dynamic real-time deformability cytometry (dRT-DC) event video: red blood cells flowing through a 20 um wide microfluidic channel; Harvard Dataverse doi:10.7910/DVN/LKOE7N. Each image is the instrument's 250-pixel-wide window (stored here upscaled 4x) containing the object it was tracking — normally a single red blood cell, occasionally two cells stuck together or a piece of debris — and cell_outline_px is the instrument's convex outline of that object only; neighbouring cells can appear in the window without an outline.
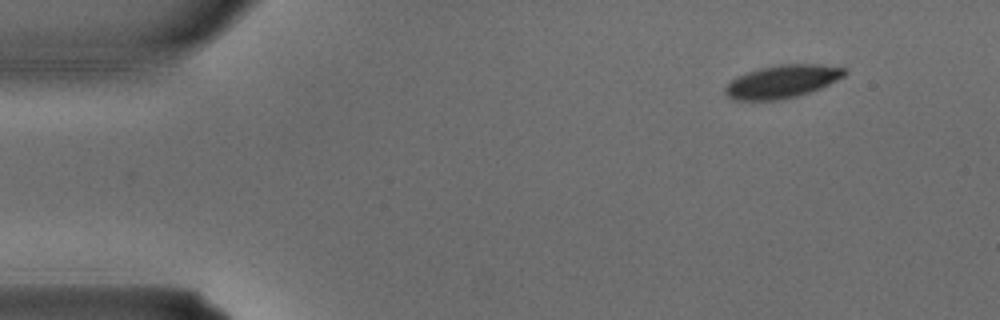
{"species": "common noctule bat (a hibernating species)", "species_latin": "Nyctalus noctula", "temperature_condition": "warm", "stored_images_in_passage": 4, "camera_frame_rate_fps": 3000, "um_per_image_px": 0.085, "animal": {"sex": "male", "body_mass_g": 15.6}, "frame": {"image": 1, "passage_image": 1, "time_ms": 0.0, "image_size_px": [1000, 320], "cell_outline_px": [[848, 72], [844, 76], [820, 88], [796, 96], [776, 100], [732, 100], [724, 92], [724, 88], [736, 76], [760, 68], [780, 64], [820, 64], [848, 68]], "centroid_in_image_um": [66.49, 6.92], "position_along_channel_um": 18.5, "area_um2": 22.83}}
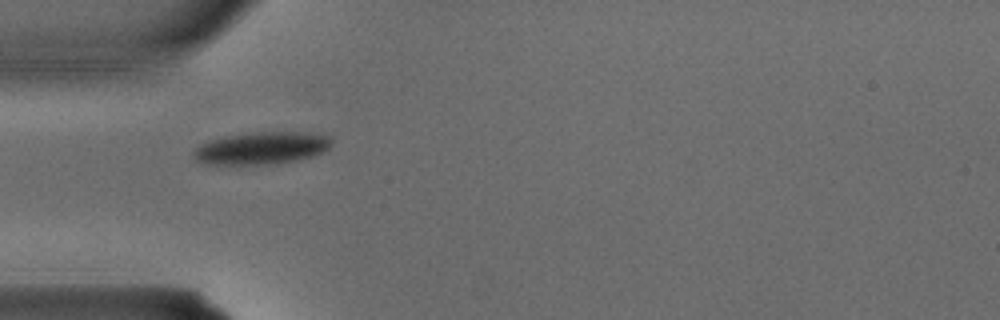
{"frame": {"image": 2, "passage_image": 3, "time_ms": 0.667, "image_size_px": [1000, 320], "cell_outline_px": [[332, 144], [328, 148], [312, 156], [292, 160], [268, 164], [200, 164], [196, 160], [192, 152], [200, 144], [208, 140], [224, 136], [252, 132], [308, 132], [332, 136]], "centroid_in_image_um": [22.19, 12.57], "position_along_channel_um": 62.8, "area_um2": 26.01}}